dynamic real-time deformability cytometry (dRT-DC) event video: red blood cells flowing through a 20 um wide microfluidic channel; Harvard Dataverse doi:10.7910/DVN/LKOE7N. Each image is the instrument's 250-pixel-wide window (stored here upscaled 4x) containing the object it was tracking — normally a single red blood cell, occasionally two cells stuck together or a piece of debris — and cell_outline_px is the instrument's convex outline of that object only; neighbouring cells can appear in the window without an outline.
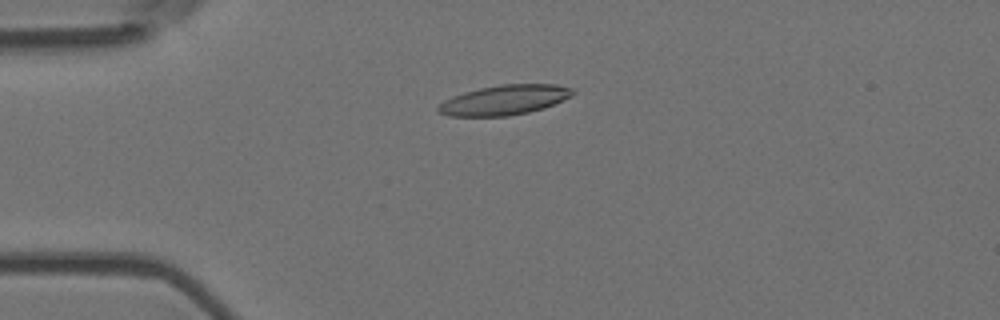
{"species": "Egyptian fruit bat (a non-hibernating species)", "species_latin": "Rousettus aegyptiacus", "temperature_condition": "room temperature", "stored_images_in_passage": 5, "camera_frame_rate_fps": 3000, "um_per_image_px": 0.085, "animal": {"sex": "female"}, "frame": {"image": 1, "passage_image": 4, "time_ms": 1.0, "image_size_px": [1000, 320], "cell_outline_px": [[576, 92], [572, 96], [544, 108], [528, 112], [508, 116], [448, 116], [440, 112], [436, 108], [444, 100], [452, 96], [464, 92], [480, 88], [500, 84], [556, 84], [572, 88]], "centroid_in_image_um": [42.89, 8.49], "position_along_channel_um": 42.1, "area_um2": 23.41}}